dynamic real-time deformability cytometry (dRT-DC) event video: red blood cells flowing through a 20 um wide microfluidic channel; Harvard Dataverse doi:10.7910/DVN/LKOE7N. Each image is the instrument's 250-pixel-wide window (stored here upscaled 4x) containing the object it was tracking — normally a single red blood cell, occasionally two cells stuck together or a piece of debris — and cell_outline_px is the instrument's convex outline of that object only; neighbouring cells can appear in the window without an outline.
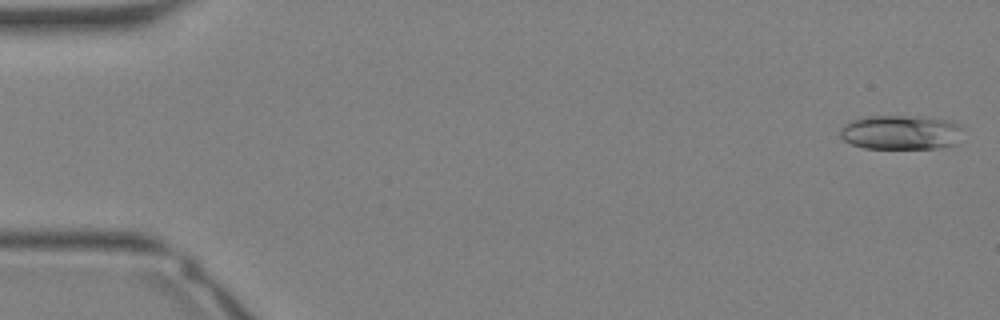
{"species": "Egyptian fruit bat (a non-hibernating species)", "species_latin": "Rousettus aegyptiacus", "temperature_condition": "warm", "stored_images_in_passage": 34, "camera_frame_rate_fps": 3000, "um_per_image_px": 0.085, "animal": {"sex": "female"}, "frame": {"image": 1, "passage_image": 1, "time_ms": 0.0, "image_size_px": [1000, 320], "cell_outline_px": [[968, 128], [952, 144], [936, 148], [864, 148], [852, 144], [844, 140], [840, 136], [840, 128], [844, 124], [852, 120], [864, 116], [924, 116], [948, 120], [960, 124]], "centroid_in_image_um": [76.59, 11.23], "position_along_channel_um": 8.4, "area_um2": 24.91}}
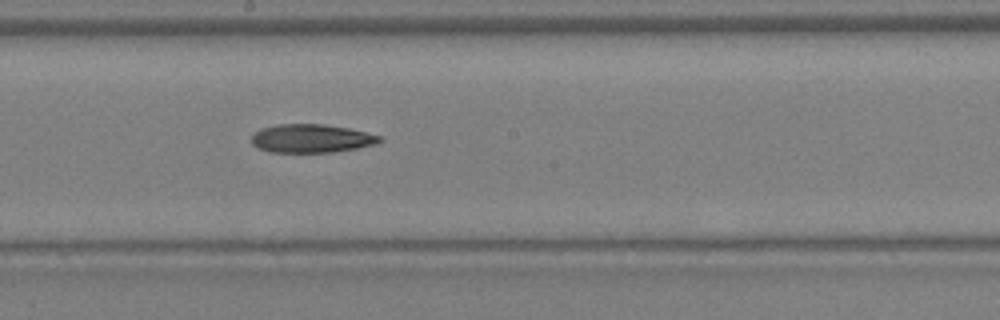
{"frame": {"image": 2, "passage_image": 19, "time_ms": 6.0, "image_size_px": [1000, 320], "cell_outline_px": [[384, 140], [376, 144], [356, 148], [332, 152], [272, 152], [256, 148], [252, 144], [252, 136], [260, 128], [276, 124], [324, 124], [348, 128], [384, 136]], "centroid_in_image_um": [26.48, 11.76], "position_along_channel_um": 221.7, "area_um2": 21.39}}
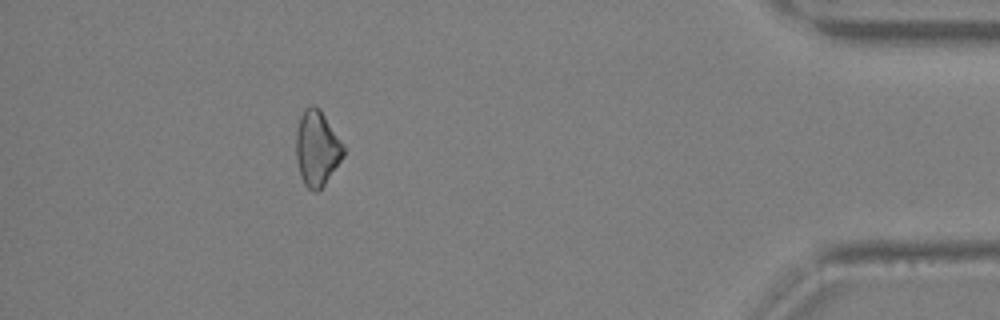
{"frame": {"image": 3, "passage_image": 31, "time_ms": 10.0, "image_size_px": [1000, 320], "cell_outline_px": [[344, 156], [324, 184], [316, 192], [308, 188], [304, 184], [300, 176], [296, 156], [296, 132], [300, 116], [304, 108], [312, 104], [320, 108], [344, 148]], "centroid_in_image_um": [26.91, 12.59], "position_along_channel_um": 408.3, "area_um2": 20.52}}